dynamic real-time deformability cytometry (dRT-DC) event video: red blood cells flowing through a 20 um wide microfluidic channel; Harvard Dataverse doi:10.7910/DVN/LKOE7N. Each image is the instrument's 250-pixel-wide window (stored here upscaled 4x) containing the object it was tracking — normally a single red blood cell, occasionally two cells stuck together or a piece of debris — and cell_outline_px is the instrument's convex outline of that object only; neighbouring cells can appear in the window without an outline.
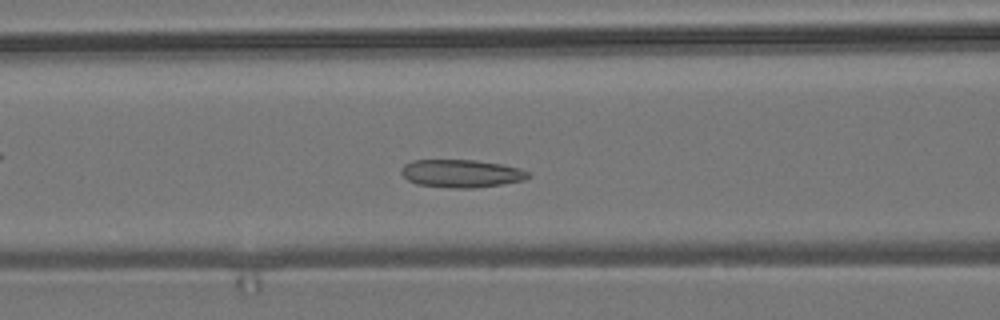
{"species": "common noctule bat (a hibernating species)", "species_latin": "Nyctalus noctula", "temperature_condition": "room temperature", "stored_images_in_passage": 48, "camera_frame_rate_fps": 3000, "um_per_image_px": 0.085, "animal": {"sex": "male", "body_mass_g": 19.2, "forearm_length_mm": 51.8}, "frame": {"image": 1, "passage_image": 15, "time_ms": 4.667, "image_size_px": [1000, 320], "cell_outline_px": [[532, 176], [524, 180], [476, 188], [452, 188], [416, 184], [408, 180], [400, 172], [404, 164], [412, 160], [476, 160], [500, 164], [520, 168], [528, 172]], "centroid_in_image_um": [39.21, 14.74], "position_along_channel_um": 127.4, "area_um2": 20.63}}
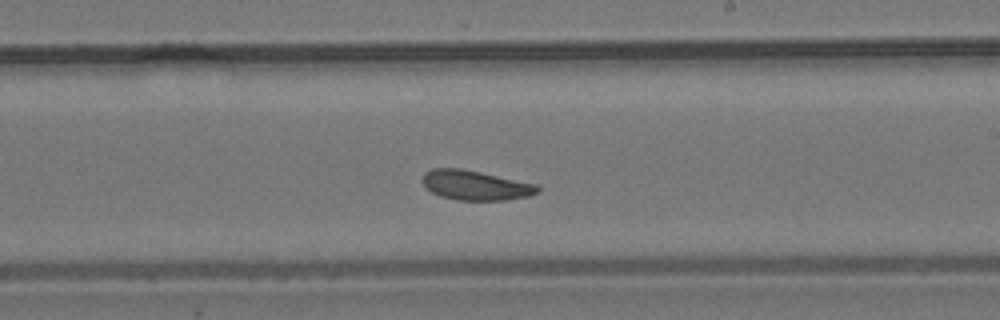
{"frame": {"image": 2, "passage_image": 25, "time_ms": 8.0, "image_size_px": [1000, 320], "cell_outline_px": [[540, 192], [528, 196], [508, 200], [456, 200], [440, 196], [424, 188], [424, 172], [432, 168], [460, 168], [480, 172], [536, 184], [540, 188]], "centroid_in_image_um": [40.41, 15.75], "position_along_channel_um": 248.6, "area_um2": 19.88}}
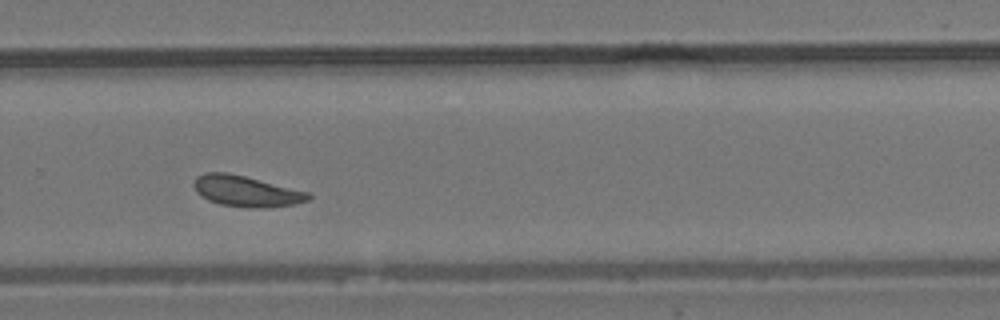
{"frame": {"image": 3, "passage_image": 30, "time_ms": 9.667, "image_size_px": [1000, 320], "cell_outline_px": [[312, 196], [308, 200], [292, 204], [264, 208], [244, 208], [220, 204], [208, 200], [196, 192], [192, 184], [196, 176], [204, 172], [228, 172], [308, 192]], "centroid_in_image_um": [20.86, 16.25], "position_along_channel_um": 308.9, "area_um2": 20.58}, "authors_computed_cell_mechanics": {"area_um2": 20.4034, "velocity_mm_per_s": 3.6533, "shape_relaxation_time_tau1_ms": null, "shape_relaxation_time_tau2_ms": 1.7734, "deformation_change_tau1": null, "deformation_change_tau2": 0.08}}